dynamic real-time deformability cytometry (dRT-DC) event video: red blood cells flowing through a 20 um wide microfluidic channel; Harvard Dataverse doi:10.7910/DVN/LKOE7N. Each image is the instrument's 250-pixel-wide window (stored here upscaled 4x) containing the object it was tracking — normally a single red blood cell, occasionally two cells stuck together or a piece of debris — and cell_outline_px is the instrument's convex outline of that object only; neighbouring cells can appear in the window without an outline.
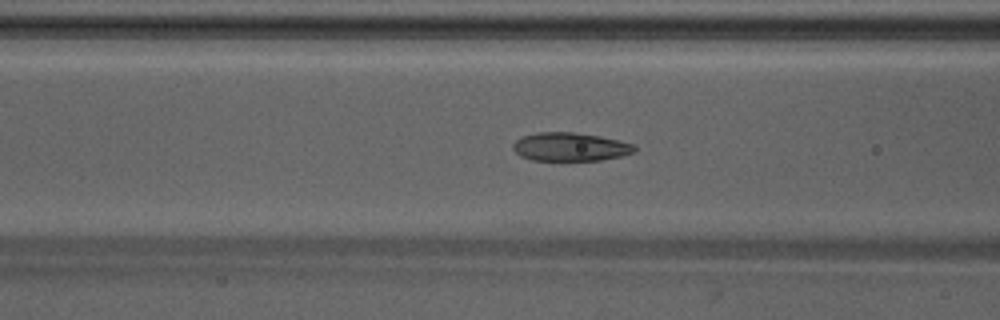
{"species": "Egyptian fruit bat (a non-hibernating species)", "species_latin": "Rousettus aegyptiacus", "temperature_condition": "warm", "stored_images_in_passage": 36, "camera_frame_rate_fps": 3000, "um_per_image_px": 0.085, "animal": {"sex": "male"}, "frame": {"image": 1, "passage_image": 12, "time_ms": 3.667, "image_size_px": [1000, 320], "cell_outline_px": [[636, 152], [620, 156], [600, 160], [532, 160], [520, 156], [512, 148], [512, 144], [520, 136], [536, 132], [572, 132], [600, 136], [632, 144], [636, 148]], "centroid_in_image_um": [48.41, 12.47], "position_along_channel_um": 118.2, "area_um2": 20.11}}
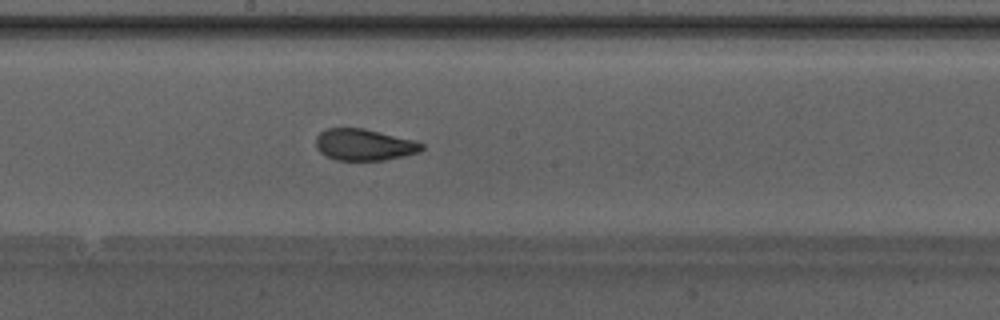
{"frame": {"image": 2, "passage_image": 19, "time_ms": 6.0, "image_size_px": [1000, 320], "cell_outline_px": [[424, 148], [420, 152], [404, 156], [384, 160], [336, 160], [320, 152], [316, 148], [316, 136], [324, 128], [364, 128], [416, 140], [424, 144]], "centroid_in_image_um": [30.97, 12.29], "position_along_channel_um": 217.2, "area_um2": 19.65}}
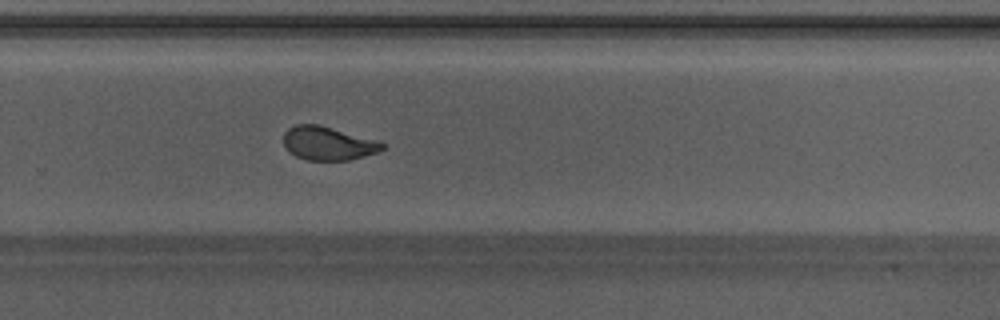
{"frame": {"image": 3, "passage_image": 25, "time_ms": 8.0, "image_size_px": [1000, 320], "cell_outline_px": [[384, 148], [380, 152], [348, 160], [308, 160], [296, 156], [288, 152], [284, 144], [284, 132], [288, 128], [296, 124], [320, 124], [376, 140], [384, 144]], "centroid_in_image_um": [27.87, 12.18], "position_along_channel_um": 301.9, "area_um2": 19.36}, "authors_computed_cell_mechanics": {"area_um2": 19.9121, "velocity_mm_per_s": 4.2477, "shape_relaxation_time_tau1_ms": null, "shape_relaxation_time_tau2_ms": 1.1135, "deformation_change_tau1": null, "deformation_change_tau2": 0.0799}}